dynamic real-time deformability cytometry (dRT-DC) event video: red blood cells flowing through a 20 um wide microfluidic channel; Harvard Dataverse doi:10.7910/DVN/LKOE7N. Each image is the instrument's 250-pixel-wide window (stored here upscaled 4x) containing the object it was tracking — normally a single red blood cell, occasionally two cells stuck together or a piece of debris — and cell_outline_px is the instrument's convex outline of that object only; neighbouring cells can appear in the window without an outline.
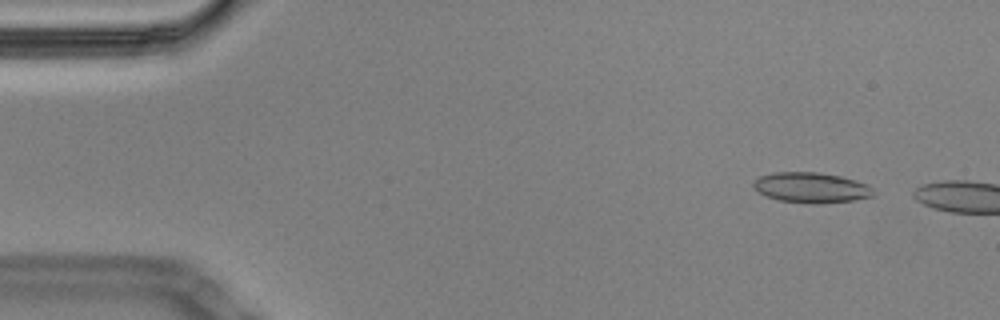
{"species": "Egyptian fruit bat (a non-hibernating species)", "species_latin": "Rousettus aegyptiacus", "temperature_condition": "cold", "stored_images_in_passage": 15, "camera_frame_rate_fps": 3000, "um_per_image_px": 0.085, "animal": {"sex": "male"}, "frame": {"image": 1, "passage_image": 5, "time_ms": 1.333, "image_size_px": [1000, 320], "cell_outline_px": [[876, 196], [852, 200], [820, 204], [808, 204], [780, 200], [768, 196], [760, 192], [752, 184], [752, 180], [760, 176], [772, 172], [816, 172], [840, 176], [856, 180], [872, 188], [876, 192]], "centroid_in_image_um": [68.97, 15.95], "position_along_channel_um": 16.0, "area_um2": 21.27}}